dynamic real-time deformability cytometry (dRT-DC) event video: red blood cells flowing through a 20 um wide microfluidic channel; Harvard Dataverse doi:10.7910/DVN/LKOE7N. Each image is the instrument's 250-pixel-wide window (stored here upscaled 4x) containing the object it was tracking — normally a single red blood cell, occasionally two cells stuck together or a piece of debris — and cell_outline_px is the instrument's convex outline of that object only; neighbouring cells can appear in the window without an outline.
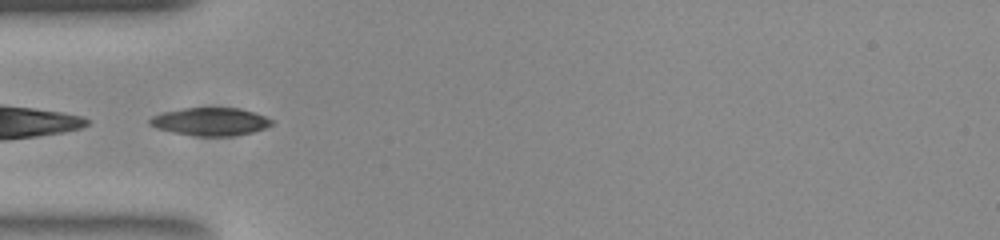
{"species": "common noctule bat (a hibernating species)", "species_latin": "Nyctalus noctula", "temperature_condition": "room temperature", "stored_images_in_passage": 35, "camera_frame_rate_fps": 3000, "um_per_image_px": 0.085, "animal": {"sex": "female", "body_mass_g": 23.0, "forearm_length_mm": 53.4}, "frame": {"image": 1, "passage_image": 1, "time_ms": 0.0, "image_size_px": [1000, 240], "cell_outline_px": [[272, 124], [264, 128], [252, 132], [232, 136], [196, 136], [172, 132], [156, 128], [148, 124], [148, 120], [152, 116], [160, 112], [180, 108], [240, 108], [256, 112], [272, 120]], "centroid_in_image_um": [17.83, 10.33], "position_along_channel_um": 67.2, "area_um2": 20.0}, "authors_computed_cell_mechanics": {"area_um2": 19.0162, "velocity_mm_per_s": 3.8977, "shape_relaxation_time_tau1_ms": 4.9929, "shape_relaxation_time_tau2_ms": 5.4171, "deformation_change_tau1": 0.1316, "deformation_change_tau2": 0.0881}}